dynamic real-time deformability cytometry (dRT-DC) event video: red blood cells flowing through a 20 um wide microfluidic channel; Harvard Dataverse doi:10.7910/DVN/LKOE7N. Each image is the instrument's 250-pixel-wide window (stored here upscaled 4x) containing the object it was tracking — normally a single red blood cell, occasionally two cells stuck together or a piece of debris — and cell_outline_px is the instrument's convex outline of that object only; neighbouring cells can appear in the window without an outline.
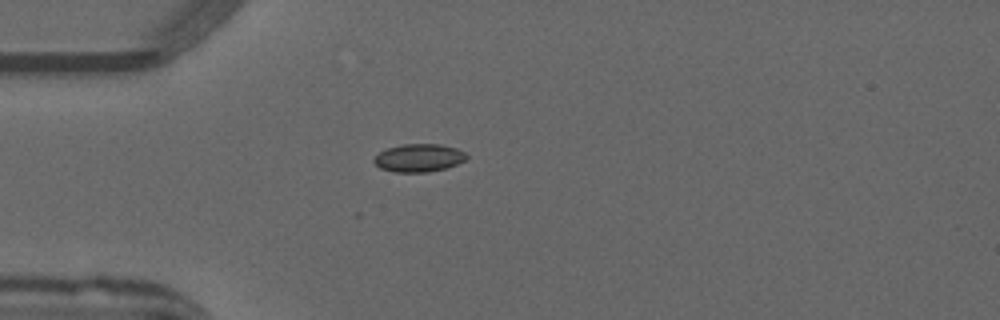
{"species": "common noctule bat (a hibernating species)", "species_latin": "Nyctalus noctula", "temperature_condition": "warm", "stored_images_in_passage": 38, "camera_frame_rate_fps": 3000, "um_per_image_px": 0.085, "animal": {"sex": "male", "forearm_length_mm": 52.5}, "frame": {"image": 1, "passage_image": 1, "time_ms": 0.0, "image_size_px": [1000, 320], "cell_outline_px": [[468, 156], [464, 160], [456, 164], [444, 168], [428, 172], [396, 172], [380, 168], [372, 160], [380, 152], [388, 148], [404, 144], [440, 144], [456, 148], [464, 152]], "centroid_in_image_um": [35.6, 13.42], "position_along_channel_um": 49.4, "area_um2": 14.85}}
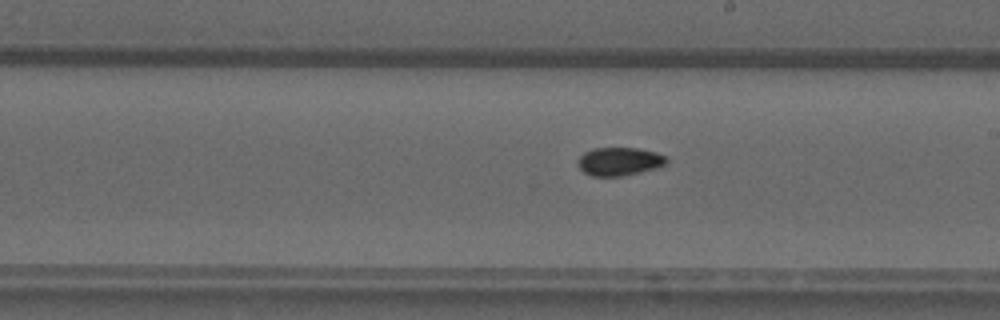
{"frame": {"image": 2, "passage_image": 16, "time_ms": 5.0, "image_size_px": [1000, 320], "cell_outline_px": [[668, 160], [664, 164], [640, 172], [620, 176], [592, 176], [584, 172], [576, 164], [576, 160], [584, 152], [592, 148], [636, 148], [656, 152], [664, 156]], "centroid_in_image_um": [52.56, 13.71], "position_along_channel_um": 236.4, "area_um2": 14.45}}
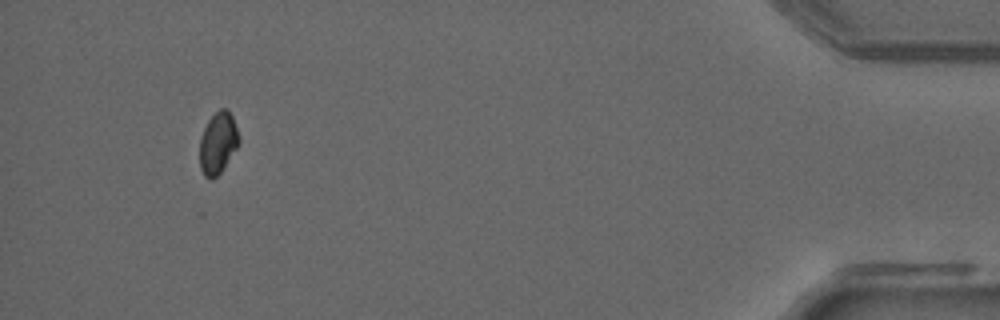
{"frame": {"image": 3, "passage_image": 35, "time_ms": 11.333, "image_size_px": [1000, 320], "cell_outline_px": [[240, 144], [220, 172], [212, 180], [208, 180], [204, 176], [200, 168], [200, 136], [208, 120], [220, 108], [224, 108], [232, 116], [240, 140]], "centroid_in_image_um": [18.51, 12.18], "position_along_channel_um": 416.7, "area_um2": 14.05}, "authors_computed_cell_mechanics": {"area_um2": 14.5656, "velocity_mm_per_s": 3.9883, "shape_relaxation_time_tau1_ms": null, "shape_relaxation_time_tau2_ms": 1.2607, "deformation_change_tau1": null, "deformation_change_tau2": 0.0405}}